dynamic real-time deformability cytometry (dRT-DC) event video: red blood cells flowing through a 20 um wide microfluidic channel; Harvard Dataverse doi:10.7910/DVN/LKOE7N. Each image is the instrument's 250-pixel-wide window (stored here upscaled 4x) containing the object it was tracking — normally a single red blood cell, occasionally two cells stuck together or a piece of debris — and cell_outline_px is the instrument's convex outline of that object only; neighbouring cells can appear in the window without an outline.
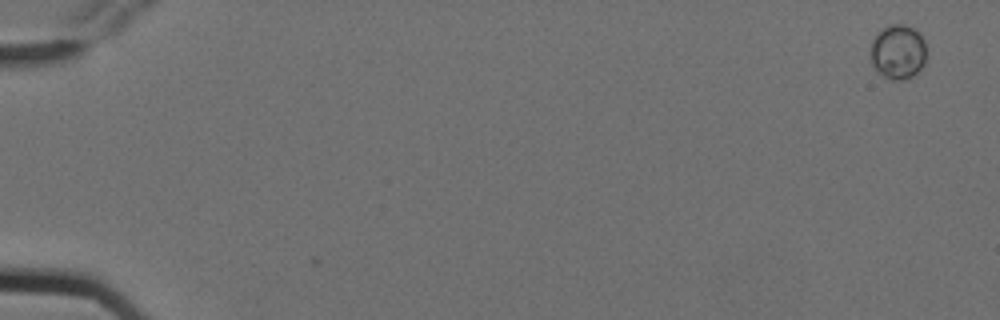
{"species": "Egyptian fruit bat (a non-hibernating species)", "species_latin": "Rousettus aegyptiacus", "temperature_condition": "cold", "stored_images_in_passage": 4, "camera_frame_rate_fps": 3000, "um_per_image_px": 0.085, "animal": {"sex": "female"}, "frame": {"image": 1, "passage_image": 1, "time_ms": 0.0, "image_size_px": [1000, 320], "cell_outline_px": [[924, 64], [908, 80], [888, 80], [876, 72], [872, 64], [872, 40], [876, 32], [892, 24], [904, 24], [916, 28], [924, 40]], "centroid_in_image_um": [76.31, 4.42], "position_along_channel_um": 8.7, "area_um2": 17.86}}